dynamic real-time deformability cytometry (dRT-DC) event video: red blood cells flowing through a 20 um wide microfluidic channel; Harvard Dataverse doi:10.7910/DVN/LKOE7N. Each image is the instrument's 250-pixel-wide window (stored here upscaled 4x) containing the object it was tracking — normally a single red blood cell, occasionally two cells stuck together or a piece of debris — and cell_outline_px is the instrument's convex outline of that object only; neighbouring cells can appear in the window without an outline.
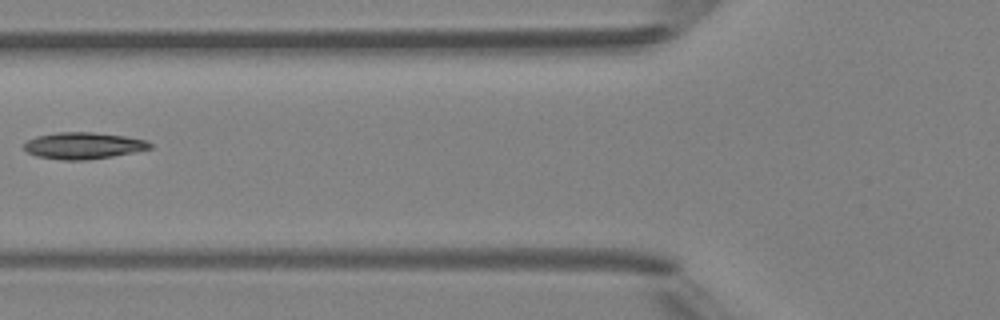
{"species": "Egyptian fruit bat (a non-hibernating species)", "species_latin": "Rousettus aegyptiacus", "temperature_condition": "room temperature", "stored_images_in_passage": 6, "camera_frame_rate_fps": 3000, "um_per_image_px": 0.085, "animal": {"sex": "female"}, "frame": {"image": 1, "passage_image": 6, "time_ms": 5.667, "image_size_px": [1000, 320], "cell_outline_px": [[152, 148], [112, 156], [88, 160], [64, 160], [36, 156], [28, 152], [24, 148], [24, 144], [28, 140], [36, 136], [56, 132], [92, 132], [124, 136], [148, 140], [152, 144]], "centroid_in_image_um": [7.08, 12.37], "position_along_channel_um": 118.7, "area_um2": 19.48}}